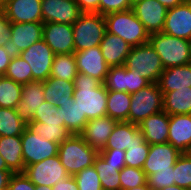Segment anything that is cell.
Listing matches in <instances>:
<instances>
[{
	"instance_id": "1",
	"label": "cell",
	"mask_w": 191,
	"mask_h": 190,
	"mask_svg": "<svg viewBox=\"0 0 191 190\" xmlns=\"http://www.w3.org/2000/svg\"><path fill=\"white\" fill-rule=\"evenodd\" d=\"M73 98L87 120L106 116L107 94L103 83L88 75L77 73Z\"/></svg>"
},
{
	"instance_id": "2",
	"label": "cell",
	"mask_w": 191,
	"mask_h": 190,
	"mask_svg": "<svg viewBox=\"0 0 191 190\" xmlns=\"http://www.w3.org/2000/svg\"><path fill=\"white\" fill-rule=\"evenodd\" d=\"M106 32L121 37L130 47L149 42V33L132 9L104 15Z\"/></svg>"
},
{
	"instance_id": "3",
	"label": "cell",
	"mask_w": 191,
	"mask_h": 190,
	"mask_svg": "<svg viewBox=\"0 0 191 190\" xmlns=\"http://www.w3.org/2000/svg\"><path fill=\"white\" fill-rule=\"evenodd\" d=\"M99 152L89 146L80 134H72L59 144L58 156L70 176L93 165Z\"/></svg>"
},
{
	"instance_id": "4",
	"label": "cell",
	"mask_w": 191,
	"mask_h": 190,
	"mask_svg": "<svg viewBox=\"0 0 191 190\" xmlns=\"http://www.w3.org/2000/svg\"><path fill=\"white\" fill-rule=\"evenodd\" d=\"M149 43L161 58L164 69L187 65L191 56V41L164 32L150 34Z\"/></svg>"
},
{
	"instance_id": "5",
	"label": "cell",
	"mask_w": 191,
	"mask_h": 190,
	"mask_svg": "<svg viewBox=\"0 0 191 190\" xmlns=\"http://www.w3.org/2000/svg\"><path fill=\"white\" fill-rule=\"evenodd\" d=\"M72 25L74 52L100 46L106 32L104 15L99 13H82Z\"/></svg>"
},
{
	"instance_id": "6",
	"label": "cell",
	"mask_w": 191,
	"mask_h": 190,
	"mask_svg": "<svg viewBox=\"0 0 191 190\" xmlns=\"http://www.w3.org/2000/svg\"><path fill=\"white\" fill-rule=\"evenodd\" d=\"M124 66L131 71L137 70L150 83H158L164 70L161 58L149 42L131 47Z\"/></svg>"
},
{
	"instance_id": "7",
	"label": "cell",
	"mask_w": 191,
	"mask_h": 190,
	"mask_svg": "<svg viewBox=\"0 0 191 190\" xmlns=\"http://www.w3.org/2000/svg\"><path fill=\"white\" fill-rule=\"evenodd\" d=\"M163 111V93L158 83H150L131 93L129 122L138 125L148 116Z\"/></svg>"
},
{
	"instance_id": "8",
	"label": "cell",
	"mask_w": 191,
	"mask_h": 190,
	"mask_svg": "<svg viewBox=\"0 0 191 190\" xmlns=\"http://www.w3.org/2000/svg\"><path fill=\"white\" fill-rule=\"evenodd\" d=\"M18 55L30 65L33 81L44 82L50 77L55 54L43 39L21 51Z\"/></svg>"
},
{
	"instance_id": "9",
	"label": "cell",
	"mask_w": 191,
	"mask_h": 190,
	"mask_svg": "<svg viewBox=\"0 0 191 190\" xmlns=\"http://www.w3.org/2000/svg\"><path fill=\"white\" fill-rule=\"evenodd\" d=\"M24 174L35 185L49 187L54 186L59 180H64L70 176L61 164L58 155L26 166Z\"/></svg>"
},
{
	"instance_id": "10",
	"label": "cell",
	"mask_w": 191,
	"mask_h": 190,
	"mask_svg": "<svg viewBox=\"0 0 191 190\" xmlns=\"http://www.w3.org/2000/svg\"><path fill=\"white\" fill-rule=\"evenodd\" d=\"M21 145L25 167L58 155L59 143L41 138L27 128L21 135Z\"/></svg>"
},
{
	"instance_id": "11",
	"label": "cell",
	"mask_w": 191,
	"mask_h": 190,
	"mask_svg": "<svg viewBox=\"0 0 191 190\" xmlns=\"http://www.w3.org/2000/svg\"><path fill=\"white\" fill-rule=\"evenodd\" d=\"M42 22L73 24L82 14L75 0H42Z\"/></svg>"
},
{
	"instance_id": "12",
	"label": "cell",
	"mask_w": 191,
	"mask_h": 190,
	"mask_svg": "<svg viewBox=\"0 0 191 190\" xmlns=\"http://www.w3.org/2000/svg\"><path fill=\"white\" fill-rule=\"evenodd\" d=\"M72 24L44 23L42 39L53 50L54 54L74 53Z\"/></svg>"
},
{
	"instance_id": "13",
	"label": "cell",
	"mask_w": 191,
	"mask_h": 190,
	"mask_svg": "<svg viewBox=\"0 0 191 190\" xmlns=\"http://www.w3.org/2000/svg\"><path fill=\"white\" fill-rule=\"evenodd\" d=\"M138 20L150 34L162 32L168 8L158 0H143L132 6Z\"/></svg>"
},
{
	"instance_id": "14",
	"label": "cell",
	"mask_w": 191,
	"mask_h": 190,
	"mask_svg": "<svg viewBox=\"0 0 191 190\" xmlns=\"http://www.w3.org/2000/svg\"><path fill=\"white\" fill-rule=\"evenodd\" d=\"M162 32L191 41V3L188 0L167 10Z\"/></svg>"
},
{
	"instance_id": "15",
	"label": "cell",
	"mask_w": 191,
	"mask_h": 190,
	"mask_svg": "<svg viewBox=\"0 0 191 190\" xmlns=\"http://www.w3.org/2000/svg\"><path fill=\"white\" fill-rule=\"evenodd\" d=\"M42 0H3L2 11L11 23L42 22Z\"/></svg>"
},
{
	"instance_id": "16",
	"label": "cell",
	"mask_w": 191,
	"mask_h": 190,
	"mask_svg": "<svg viewBox=\"0 0 191 190\" xmlns=\"http://www.w3.org/2000/svg\"><path fill=\"white\" fill-rule=\"evenodd\" d=\"M182 153L170 143L149 145V153L142 167L146 177L157 171L173 170Z\"/></svg>"
},
{
	"instance_id": "17",
	"label": "cell",
	"mask_w": 191,
	"mask_h": 190,
	"mask_svg": "<svg viewBox=\"0 0 191 190\" xmlns=\"http://www.w3.org/2000/svg\"><path fill=\"white\" fill-rule=\"evenodd\" d=\"M78 73L96 78L105 82L110 66L105 62L100 46L74 52Z\"/></svg>"
},
{
	"instance_id": "18",
	"label": "cell",
	"mask_w": 191,
	"mask_h": 190,
	"mask_svg": "<svg viewBox=\"0 0 191 190\" xmlns=\"http://www.w3.org/2000/svg\"><path fill=\"white\" fill-rule=\"evenodd\" d=\"M43 22L11 23V38L9 48L14 54H19L32 44L42 39Z\"/></svg>"
},
{
	"instance_id": "19",
	"label": "cell",
	"mask_w": 191,
	"mask_h": 190,
	"mask_svg": "<svg viewBox=\"0 0 191 190\" xmlns=\"http://www.w3.org/2000/svg\"><path fill=\"white\" fill-rule=\"evenodd\" d=\"M43 82L32 81L22 86L21 99L17 104L16 111L25 123L32 121L34 112L45 101Z\"/></svg>"
},
{
	"instance_id": "20",
	"label": "cell",
	"mask_w": 191,
	"mask_h": 190,
	"mask_svg": "<svg viewBox=\"0 0 191 190\" xmlns=\"http://www.w3.org/2000/svg\"><path fill=\"white\" fill-rule=\"evenodd\" d=\"M117 121L109 116L89 120L80 134L84 141L98 152L102 151Z\"/></svg>"
},
{
	"instance_id": "21",
	"label": "cell",
	"mask_w": 191,
	"mask_h": 190,
	"mask_svg": "<svg viewBox=\"0 0 191 190\" xmlns=\"http://www.w3.org/2000/svg\"><path fill=\"white\" fill-rule=\"evenodd\" d=\"M168 143L181 153H191V114L169 116Z\"/></svg>"
},
{
	"instance_id": "22",
	"label": "cell",
	"mask_w": 191,
	"mask_h": 190,
	"mask_svg": "<svg viewBox=\"0 0 191 190\" xmlns=\"http://www.w3.org/2000/svg\"><path fill=\"white\" fill-rule=\"evenodd\" d=\"M145 142V137L139 130L138 125L130 122H117L104 149H120L126 151L128 147L134 144Z\"/></svg>"
},
{
	"instance_id": "23",
	"label": "cell",
	"mask_w": 191,
	"mask_h": 190,
	"mask_svg": "<svg viewBox=\"0 0 191 190\" xmlns=\"http://www.w3.org/2000/svg\"><path fill=\"white\" fill-rule=\"evenodd\" d=\"M138 127L149 145L168 143L169 115L166 112L148 116Z\"/></svg>"
},
{
	"instance_id": "24",
	"label": "cell",
	"mask_w": 191,
	"mask_h": 190,
	"mask_svg": "<svg viewBox=\"0 0 191 190\" xmlns=\"http://www.w3.org/2000/svg\"><path fill=\"white\" fill-rule=\"evenodd\" d=\"M105 62L110 67L123 66L131 47L121 37L105 32L100 43Z\"/></svg>"
},
{
	"instance_id": "25",
	"label": "cell",
	"mask_w": 191,
	"mask_h": 190,
	"mask_svg": "<svg viewBox=\"0 0 191 190\" xmlns=\"http://www.w3.org/2000/svg\"><path fill=\"white\" fill-rule=\"evenodd\" d=\"M158 85L162 92L191 88V65L164 69L160 75Z\"/></svg>"
},
{
	"instance_id": "26",
	"label": "cell",
	"mask_w": 191,
	"mask_h": 190,
	"mask_svg": "<svg viewBox=\"0 0 191 190\" xmlns=\"http://www.w3.org/2000/svg\"><path fill=\"white\" fill-rule=\"evenodd\" d=\"M0 154L6 162L7 167L13 172H24L25 165L22 155L21 135L1 136Z\"/></svg>"
},
{
	"instance_id": "27",
	"label": "cell",
	"mask_w": 191,
	"mask_h": 190,
	"mask_svg": "<svg viewBox=\"0 0 191 190\" xmlns=\"http://www.w3.org/2000/svg\"><path fill=\"white\" fill-rule=\"evenodd\" d=\"M45 101L56 107L62 106L65 101L73 98L74 83L55 77H49L43 82Z\"/></svg>"
},
{
	"instance_id": "28",
	"label": "cell",
	"mask_w": 191,
	"mask_h": 190,
	"mask_svg": "<svg viewBox=\"0 0 191 190\" xmlns=\"http://www.w3.org/2000/svg\"><path fill=\"white\" fill-rule=\"evenodd\" d=\"M163 93V111L170 115L191 114V88Z\"/></svg>"
},
{
	"instance_id": "29",
	"label": "cell",
	"mask_w": 191,
	"mask_h": 190,
	"mask_svg": "<svg viewBox=\"0 0 191 190\" xmlns=\"http://www.w3.org/2000/svg\"><path fill=\"white\" fill-rule=\"evenodd\" d=\"M131 94L108 91L106 115L117 122H129Z\"/></svg>"
},
{
	"instance_id": "30",
	"label": "cell",
	"mask_w": 191,
	"mask_h": 190,
	"mask_svg": "<svg viewBox=\"0 0 191 190\" xmlns=\"http://www.w3.org/2000/svg\"><path fill=\"white\" fill-rule=\"evenodd\" d=\"M101 181V187L105 190H121L120 170L126 165H113L107 163L98 155L93 163Z\"/></svg>"
},
{
	"instance_id": "31",
	"label": "cell",
	"mask_w": 191,
	"mask_h": 190,
	"mask_svg": "<svg viewBox=\"0 0 191 190\" xmlns=\"http://www.w3.org/2000/svg\"><path fill=\"white\" fill-rule=\"evenodd\" d=\"M58 108H61V117L64 120V126L72 134H81L88 120L86 115H82L74 98L70 99V101H65Z\"/></svg>"
},
{
	"instance_id": "32",
	"label": "cell",
	"mask_w": 191,
	"mask_h": 190,
	"mask_svg": "<svg viewBox=\"0 0 191 190\" xmlns=\"http://www.w3.org/2000/svg\"><path fill=\"white\" fill-rule=\"evenodd\" d=\"M77 73L76 57L74 53L54 55L50 77L73 82Z\"/></svg>"
},
{
	"instance_id": "33",
	"label": "cell",
	"mask_w": 191,
	"mask_h": 190,
	"mask_svg": "<svg viewBox=\"0 0 191 190\" xmlns=\"http://www.w3.org/2000/svg\"><path fill=\"white\" fill-rule=\"evenodd\" d=\"M27 128V123L20 119L16 109L0 107V137L19 136Z\"/></svg>"
},
{
	"instance_id": "34",
	"label": "cell",
	"mask_w": 191,
	"mask_h": 190,
	"mask_svg": "<svg viewBox=\"0 0 191 190\" xmlns=\"http://www.w3.org/2000/svg\"><path fill=\"white\" fill-rule=\"evenodd\" d=\"M27 129L48 141L62 143L72 133L64 125H47L46 123L31 121L27 123Z\"/></svg>"
},
{
	"instance_id": "35",
	"label": "cell",
	"mask_w": 191,
	"mask_h": 190,
	"mask_svg": "<svg viewBox=\"0 0 191 190\" xmlns=\"http://www.w3.org/2000/svg\"><path fill=\"white\" fill-rule=\"evenodd\" d=\"M4 76L21 85H25L33 81L30 65L18 54L13 55Z\"/></svg>"
},
{
	"instance_id": "36",
	"label": "cell",
	"mask_w": 191,
	"mask_h": 190,
	"mask_svg": "<svg viewBox=\"0 0 191 190\" xmlns=\"http://www.w3.org/2000/svg\"><path fill=\"white\" fill-rule=\"evenodd\" d=\"M22 86L14 80L4 77L0 84V107L16 109L21 99Z\"/></svg>"
},
{
	"instance_id": "37",
	"label": "cell",
	"mask_w": 191,
	"mask_h": 190,
	"mask_svg": "<svg viewBox=\"0 0 191 190\" xmlns=\"http://www.w3.org/2000/svg\"><path fill=\"white\" fill-rule=\"evenodd\" d=\"M173 170L175 185L191 190V153H182Z\"/></svg>"
},
{
	"instance_id": "38",
	"label": "cell",
	"mask_w": 191,
	"mask_h": 190,
	"mask_svg": "<svg viewBox=\"0 0 191 190\" xmlns=\"http://www.w3.org/2000/svg\"><path fill=\"white\" fill-rule=\"evenodd\" d=\"M32 121L46 123L47 125H64L61 117V108L56 107L50 102L44 101L34 112Z\"/></svg>"
},
{
	"instance_id": "39",
	"label": "cell",
	"mask_w": 191,
	"mask_h": 190,
	"mask_svg": "<svg viewBox=\"0 0 191 190\" xmlns=\"http://www.w3.org/2000/svg\"><path fill=\"white\" fill-rule=\"evenodd\" d=\"M121 190H128L147 183L145 172L141 168L124 166L119 173Z\"/></svg>"
},
{
	"instance_id": "40",
	"label": "cell",
	"mask_w": 191,
	"mask_h": 190,
	"mask_svg": "<svg viewBox=\"0 0 191 190\" xmlns=\"http://www.w3.org/2000/svg\"><path fill=\"white\" fill-rule=\"evenodd\" d=\"M149 153V144L138 143L134 144L125 151V165L128 167L141 168Z\"/></svg>"
},
{
	"instance_id": "41",
	"label": "cell",
	"mask_w": 191,
	"mask_h": 190,
	"mask_svg": "<svg viewBox=\"0 0 191 190\" xmlns=\"http://www.w3.org/2000/svg\"><path fill=\"white\" fill-rule=\"evenodd\" d=\"M79 190H101V181L94 166L87 167L73 176Z\"/></svg>"
},
{
	"instance_id": "42",
	"label": "cell",
	"mask_w": 191,
	"mask_h": 190,
	"mask_svg": "<svg viewBox=\"0 0 191 190\" xmlns=\"http://www.w3.org/2000/svg\"><path fill=\"white\" fill-rule=\"evenodd\" d=\"M103 84L107 91L125 92V66L110 67Z\"/></svg>"
},
{
	"instance_id": "43",
	"label": "cell",
	"mask_w": 191,
	"mask_h": 190,
	"mask_svg": "<svg viewBox=\"0 0 191 190\" xmlns=\"http://www.w3.org/2000/svg\"><path fill=\"white\" fill-rule=\"evenodd\" d=\"M146 180L152 190H159L174 185V170L157 171L148 175Z\"/></svg>"
},
{
	"instance_id": "44",
	"label": "cell",
	"mask_w": 191,
	"mask_h": 190,
	"mask_svg": "<svg viewBox=\"0 0 191 190\" xmlns=\"http://www.w3.org/2000/svg\"><path fill=\"white\" fill-rule=\"evenodd\" d=\"M149 84L137 70L131 71L125 67V92L135 93Z\"/></svg>"
},
{
	"instance_id": "45",
	"label": "cell",
	"mask_w": 191,
	"mask_h": 190,
	"mask_svg": "<svg viewBox=\"0 0 191 190\" xmlns=\"http://www.w3.org/2000/svg\"><path fill=\"white\" fill-rule=\"evenodd\" d=\"M129 9H132L130 0H100L99 3V14L101 15Z\"/></svg>"
},
{
	"instance_id": "46",
	"label": "cell",
	"mask_w": 191,
	"mask_h": 190,
	"mask_svg": "<svg viewBox=\"0 0 191 190\" xmlns=\"http://www.w3.org/2000/svg\"><path fill=\"white\" fill-rule=\"evenodd\" d=\"M8 190H35V184L24 172L13 173L9 180Z\"/></svg>"
},
{
	"instance_id": "47",
	"label": "cell",
	"mask_w": 191,
	"mask_h": 190,
	"mask_svg": "<svg viewBox=\"0 0 191 190\" xmlns=\"http://www.w3.org/2000/svg\"><path fill=\"white\" fill-rule=\"evenodd\" d=\"M99 155L113 165H125V151L120 149H103Z\"/></svg>"
},
{
	"instance_id": "48",
	"label": "cell",
	"mask_w": 191,
	"mask_h": 190,
	"mask_svg": "<svg viewBox=\"0 0 191 190\" xmlns=\"http://www.w3.org/2000/svg\"><path fill=\"white\" fill-rule=\"evenodd\" d=\"M11 36V22L6 18L0 7V47H8Z\"/></svg>"
},
{
	"instance_id": "49",
	"label": "cell",
	"mask_w": 191,
	"mask_h": 190,
	"mask_svg": "<svg viewBox=\"0 0 191 190\" xmlns=\"http://www.w3.org/2000/svg\"><path fill=\"white\" fill-rule=\"evenodd\" d=\"M14 53L9 47H0V74L5 75Z\"/></svg>"
},
{
	"instance_id": "50",
	"label": "cell",
	"mask_w": 191,
	"mask_h": 190,
	"mask_svg": "<svg viewBox=\"0 0 191 190\" xmlns=\"http://www.w3.org/2000/svg\"><path fill=\"white\" fill-rule=\"evenodd\" d=\"M82 13H99L100 0H75Z\"/></svg>"
},
{
	"instance_id": "51",
	"label": "cell",
	"mask_w": 191,
	"mask_h": 190,
	"mask_svg": "<svg viewBox=\"0 0 191 190\" xmlns=\"http://www.w3.org/2000/svg\"><path fill=\"white\" fill-rule=\"evenodd\" d=\"M52 190H79L77 182L73 176H68L64 180H59L54 186H52Z\"/></svg>"
},
{
	"instance_id": "52",
	"label": "cell",
	"mask_w": 191,
	"mask_h": 190,
	"mask_svg": "<svg viewBox=\"0 0 191 190\" xmlns=\"http://www.w3.org/2000/svg\"><path fill=\"white\" fill-rule=\"evenodd\" d=\"M12 175L11 170H0V190H8L9 180Z\"/></svg>"
},
{
	"instance_id": "53",
	"label": "cell",
	"mask_w": 191,
	"mask_h": 190,
	"mask_svg": "<svg viewBox=\"0 0 191 190\" xmlns=\"http://www.w3.org/2000/svg\"><path fill=\"white\" fill-rule=\"evenodd\" d=\"M166 8H173L177 5L182 4L185 0H158Z\"/></svg>"
},
{
	"instance_id": "54",
	"label": "cell",
	"mask_w": 191,
	"mask_h": 190,
	"mask_svg": "<svg viewBox=\"0 0 191 190\" xmlns=\"http://www.w3.org/2000/svg\"><path fill=\"white\" fill-rule=\"evenodd\" d=\"M159 190H189V189H186V188H183V187H180V186L174 184V185H171V186L159 189Z\"/></svg>"
},
{
	"instance_id": "55",
	"label": "cell",
	"mask_w": 191,
	"mask_h": 190,
	"mask_svg": "<svg viewBox=\"0 0 191 190\" xmlns=\"http://www.w3.org/2000/svg\"><path fill=\"white\" fill-rule=\"evenodd\" d=\"M0 170H10L7 165L5 160L3 159V157L0 154Z\"/></svg>"
},
{
	"instance_id": "56",
	"label": "cell",
	"mask_w": 191,
	"mask_h": 190,
	"mask_svg": "<svg viewBox=\"0 0 191 190\" xmlns=\"http://www.w3.org/2000/svg\"><path fill=\"white\" fill-rule=\"evenodd\" d=\"M128 190H152V189L146 183L144 185H141V186H138V187H135V188H131V189H128Z\"/></svg>"
},
{
	"instance_id": "57",
	"label": "cell",
	"mask_w": 191,
	"mask_h": 190,
	"mask_svg": "<svg viewBox=\"0 0 191 190\" xmlns=\"http://www.w3.org/2000/svg\"><path fill=\"white\" fill-rule=\"evenodd\" d=\"M35 190H52V187L35 185Z\"/></svg>"
},
{
	"instance_id": "58",
	"label": "cell",
	"mask_w": 191,
	"mask_h": 190,
	"mask_svg": "<svg viewBox=\"0 0 191 190\" xmlns=\"http://www.w3.org/2000/svg\"><path fill=\"white\" fill-rule=\"evenodd\" d=\"M143 0H130L131 5L133 6L134 4H136L137 2H140Z\"/></svg>"
},
{
	"instance_id": "59",
	"label": "cell",
	"mask_w": 191,
	"mask_h": 190,
	"mask_svg": "<svg viewBox=\"0 0 191 190\" xmlns=\"http://www.w3.org/2000/svg\"><path fill=\"white\" fill-rule=\"evenodd\" d=\"M4 77H5L4 75H1V74H0V84H1V81H2V79H3Z\"/></svg>"
},
{
	"instance_id": "60",
	"label": "cell",
	"mask_w": 191,
	"mask_h": 190,
	"mask_svg": "<svg viewBox=\"0 0 191 190\" xmlns=\"http://www.w3.org/2000/svg\"><path fill=\"white\" fill-rule=\"evenodd\" d=\"M3 0H0V7L2 6Z\"/></svg>"
}]
</instances>
